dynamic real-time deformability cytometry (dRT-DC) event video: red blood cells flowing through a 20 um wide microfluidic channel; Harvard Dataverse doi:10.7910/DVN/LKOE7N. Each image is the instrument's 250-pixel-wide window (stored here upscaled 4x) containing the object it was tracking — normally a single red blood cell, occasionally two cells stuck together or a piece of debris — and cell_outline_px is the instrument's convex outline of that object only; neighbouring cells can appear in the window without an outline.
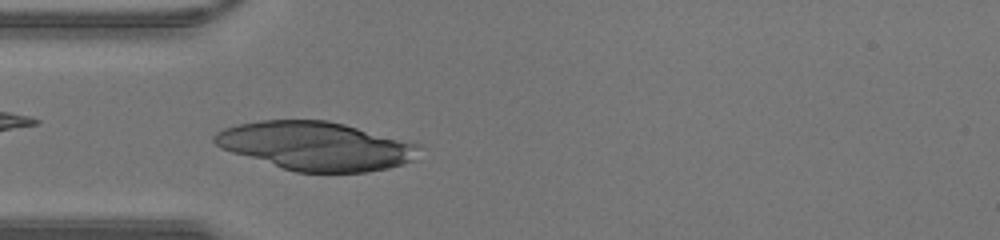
{"species": "human", "species_latin": "Homo sapiens", "temperature_condition": "warm", "stored_images_in_passage": 34, "camera_frame_rate_fps": 3000, "um_per_image_px": 0.085, "donor": {"sex": "male"}, "frame": {"image": 1, "passage_image": 7, "time_ms": 2.0, "image_size_px": [1000, 240], "cell_outline_px": [[424, 144], [412, 160], [388, 168], [368, 172], [296, 172], [232, 152], [220, 148], [212, 140], [212, 136], [216, 132], [224, 128], [236, 124], [260, 120], [328, 120]], "centroid_in_image_um": [26.86, 12.39], "position_along_channel_um": 58.1, "area_um2": 57.92}}
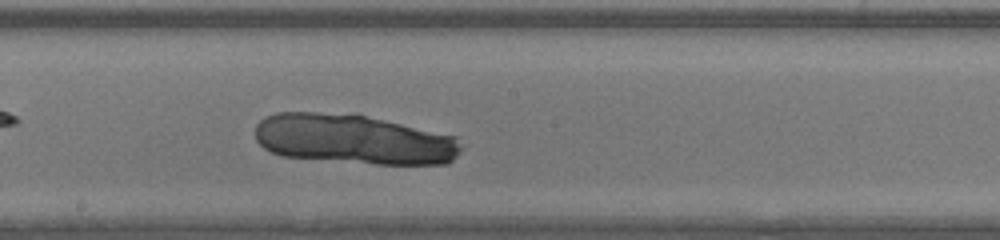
{"frame": {"image": 2, "passage_image": 17, "time_ms": 5.333, "image_size_px": [1000, 240], "cell_outline_px": [[460, 148], [456, 156], [448, 164], [376, 164], [284, 156], [272, 152], [264, 148], [256, 140], [256, 124], [264, 116], [276, 112], [316, 112], [364, 116], [384, 120], [456, 136]], "centroid_in_image_um": [30.02, 11.84], "position_along_channel_um": 218.2, "area_um2": 59.19}}
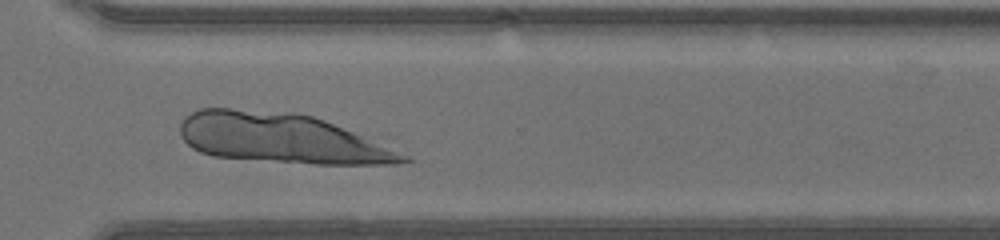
{"frame": {"image": 3, "passage_image": 25, "time_ms": 8.0, "image_size_px": [1000, 240], "cell_outline_px": [[412, 160], [396, 164], [316, 164], [212, 156], [200, 152], [192, 148], [180, 136], [180, 124], [192, 112], [200, 108], [232, 108], [292, 112], [312, 116], [324, 120], [412, 156]], "centroid_in_image_um": [23.91, 11.76], "position_along_channel_um": 346.7, "area_um2": 64.39}}